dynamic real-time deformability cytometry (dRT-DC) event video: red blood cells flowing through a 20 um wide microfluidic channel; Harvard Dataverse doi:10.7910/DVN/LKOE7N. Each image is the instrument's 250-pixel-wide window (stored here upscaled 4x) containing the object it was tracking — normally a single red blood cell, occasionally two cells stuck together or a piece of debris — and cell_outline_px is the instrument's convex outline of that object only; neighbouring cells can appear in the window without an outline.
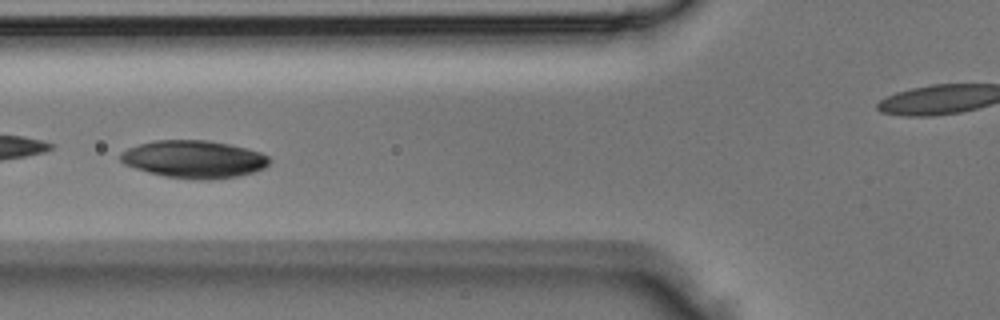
{"species": "Egyptian fruit bat (a non-hibernating species)", "species_latin": "Rousettus aegyptiacus", "temperature_condition": "room temperature", "stored_images_in_passage": 5, "segment_of_instrument_passage": [1, 2], "camera_frame_rate_fps": 3000, "um_per_image_px": 0.085, "animal": {"sex": "male"}, "frame": {"image": 1, "passage_image": 4, "time_ms": 1.0, "image_size_px": [1000, 320], "cell_outline_px": [[272, 160], [264, 168], [252, 172], [236, 176], [208, 180], [200, 180], [164, 176], [148, 172], [124, 164], [120, 160], [120, 152], [128, 148], [140, 144], [156, 140], [208, 140], [228, 144], [260, 152], [268, 156]], "centroid_in_image_um": [16.47, 13.53], "position_along_channel_um": 109.3, "area_um2": 32.43}}